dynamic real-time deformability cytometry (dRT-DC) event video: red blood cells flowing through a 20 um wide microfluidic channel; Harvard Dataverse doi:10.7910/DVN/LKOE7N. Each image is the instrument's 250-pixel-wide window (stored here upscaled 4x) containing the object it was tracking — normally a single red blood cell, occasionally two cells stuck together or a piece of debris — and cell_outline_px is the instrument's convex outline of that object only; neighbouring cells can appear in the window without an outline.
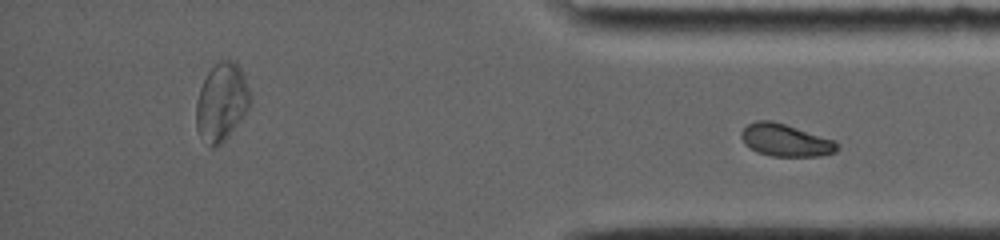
{"species": "common noctule bat (a hibernating species)", "species_latin": "Nyctalus noctula", "temperature_condition": "room temperature", "stored_images_in_passage": 36, "segment_of_instrument_passage": [2, 2], "camera_frame_rate_fps": 4000, "um_per_image_px": 0.085, "animal": {"sex": "female", "body_mass_g": 19.0, "forearm_length_mm": 56.7}, "frame": {"image": 1, "passage_image": 36, "time_ms": 14.75, "image_size_px": [1000, 240], "cell_outline_px": [[836, 152], [820, 156], [772, 156], [756, 152], [744, 144], [740, 136], [740, 132], [748, 124], [756, 120], [772, 120], [836, 140]], "centroid_in_image_um": [66.73, 11.91], "position_along_channel_um": 368.5, "area_um2": 18.15}}